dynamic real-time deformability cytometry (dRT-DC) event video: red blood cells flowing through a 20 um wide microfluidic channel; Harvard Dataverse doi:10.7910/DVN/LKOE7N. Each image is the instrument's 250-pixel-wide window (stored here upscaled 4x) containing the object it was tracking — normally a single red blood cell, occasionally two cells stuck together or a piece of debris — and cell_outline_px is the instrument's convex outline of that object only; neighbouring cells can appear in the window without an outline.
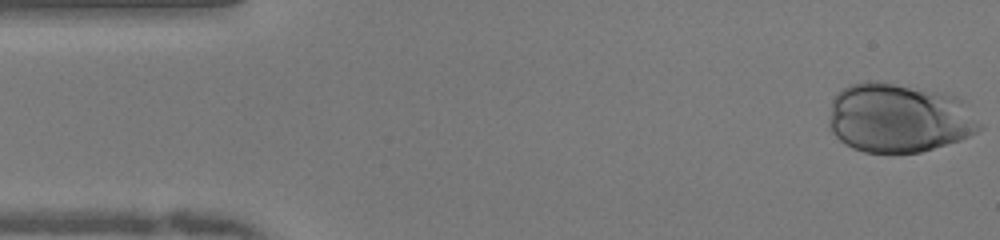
{"species": "human", "species_latin": "Homo sapiens", "temperature_condition": "warm", "stored_images_in_passage": 38, "camera_frame_rate_fps": 3000, "um_per_image_px": 0.085, "donor": {"sex": "female"}, "frame": {"image": 1, "passage_image": 1, "time_ms": 0.0, "image_size_px": [1000, 240], "cell_outline_px": [[984, 128], [960, 140], [920, 152], [864, 152], [852, 148], [844, 144], [832, 132], [828, 124], [828, 116], [832, 96], [836, 92], [848, 84], [864, 80], [880, 80], [940, 92], [956, 96], [984, 124]], "centroid_in_image_um": [76.35, 10.0], "position_along_channel_um": 8.7, "area_um2": 61.5}}
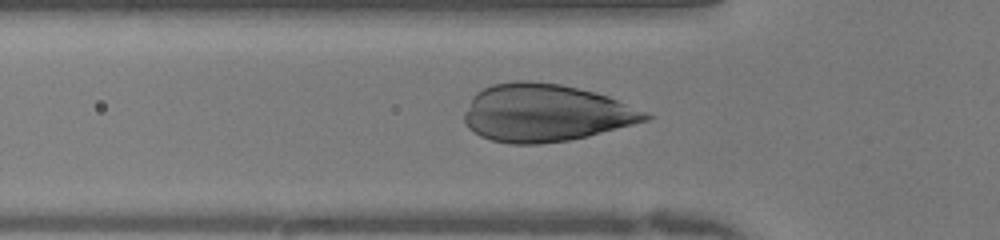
{"frame": {"image": 2, "passage_image": 15, "time_ms": 4.667, "image_size_px": [1000, 240], "cell_outline_px": [[652, 116], [648, 120], [588, 136], [568, 140], [540, 144], [512, 144], [492, 140], [480, 136], [468, 128], [464, 120], [464, 112], [472, 96], [476, 92], [492, 84], [516, 80], [524, 80], [560, 84], [596, 92], [608, 96], [644, 112]], "centroid_in_image_um": [46.3, 9.59], "position_along_channel_um": 79.5, "area_um2": 60.46}}
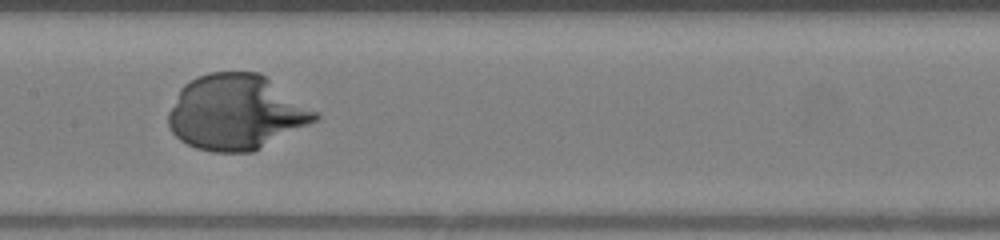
{"frame": {"image": 3, "passage_image": 23, "time_ms": 7.333, "image_size_px": [1000, 240], "cell_outline_px": [[320, 120], [252, 152], [212, 152], [196, 148], [180, 140], [172, 132], [168, 124], [168, 112], [180, 88], [184, 84], [200, 76], [212, 72], [260, 72], [320, 112]], "centroid_in_image_um": [20.12, 9.55], "position_along_channel_um": 187.3, "area_um2": 64.62}}